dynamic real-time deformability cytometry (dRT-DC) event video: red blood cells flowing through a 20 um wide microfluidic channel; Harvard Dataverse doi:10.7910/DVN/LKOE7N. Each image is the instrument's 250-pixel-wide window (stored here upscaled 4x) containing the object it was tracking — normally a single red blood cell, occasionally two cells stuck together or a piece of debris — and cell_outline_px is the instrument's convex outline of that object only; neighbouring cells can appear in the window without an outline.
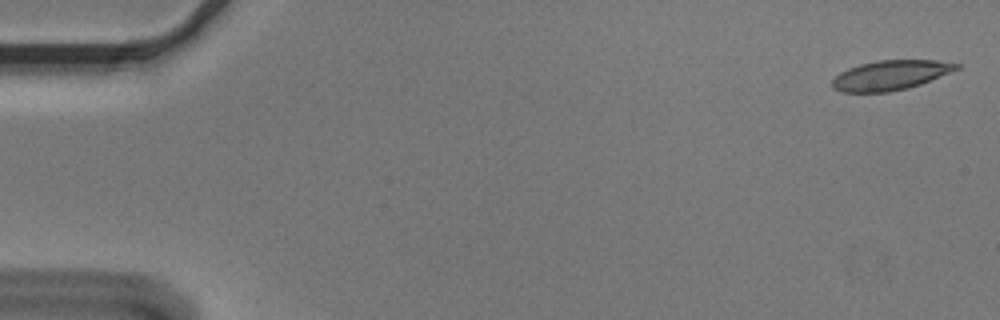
{"species": "Egyptian fruit bat (a non-hibernating species)", "species_latin": "Rousettus aegyptiacus", "temperature_condition": "cold", "stored_images_in_passage": 6, "camera_frame_rate_fps": 3000, "um_per_image_px": 0.085, "animal": {"sex": "male"}, "frame": {"image": 1, "passage_image": 1, "time_ms": 0.0, "image_size_px": [1000, 320], "cell_outline_px": [[960, 68], [920, 84], [908, 88], [888, 92], [840, 92], [832, 88], [832, 80], [840, 72], [848, 68], [860, 64], [876, 60], [936, 60], [960, 64]], "centroid_in_image_um": [75.66, 6.39], "position_along_channel_um": 9.3, "area_um2": 21.44}}
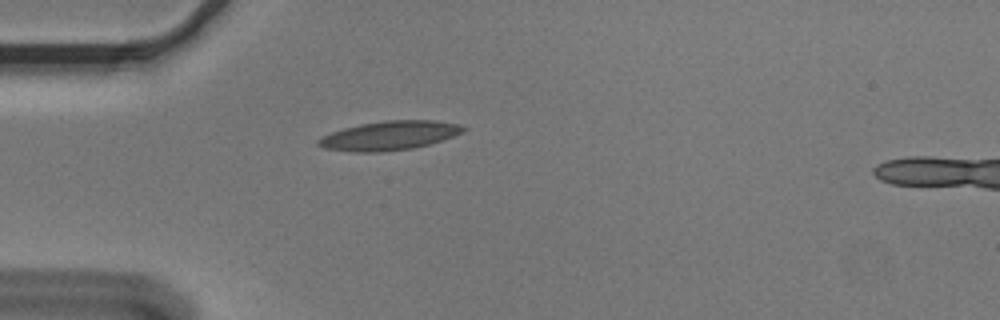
{"frame": {"image": 2, "passage_image": 5, "time_ms": 1.333, "image_size_px": [1000, 320], "cell_outline_px": [[468, 128], [464, 132], [428, 144], [412, 148], [380, 152], [352, 152], [324, 148], [316, 144], [316, 140], [320, 136], [344, 128], [360, 124], [384, 120], [436, 120], [460, 124]], "centroid_in_image_um": [33.07, 11.52], "position_along_channel_um": 51.9, "area_um2": 24.62}}